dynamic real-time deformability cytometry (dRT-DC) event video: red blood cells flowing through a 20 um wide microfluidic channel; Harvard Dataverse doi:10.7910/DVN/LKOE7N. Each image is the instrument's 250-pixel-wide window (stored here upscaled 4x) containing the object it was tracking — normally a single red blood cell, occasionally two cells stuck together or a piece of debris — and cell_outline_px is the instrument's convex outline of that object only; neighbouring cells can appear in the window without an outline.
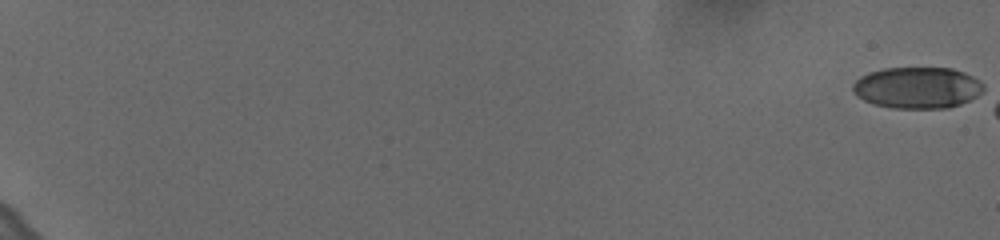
{"species": "human", "species_latin": "Homo sapiens", "temperature_condition": "cold", "stored_images_in_passage": 14, "camera_frame_rate_fps": 3000, "um_per_image_px": 0.085, "donor": {"sex": "female"}, "frame": {"image": 1, "passage_image": 1, "time_ms": 0.0, "image_size_px": [1000, 240], "cell_outline_px": [[984, 88], [976, 96], [960, 104], [948, 108], [892, 108], [876, 104], [864, 100], [856, 96], [852, 88], [852, 84], [860, 76], [868, 72], [884, 68], [952, 68], [964, 72], [980, 80], [984, 84]], "centroid_in_image_um": [77.96, 7.44], "position_along_channel_um": 7.0, "area_um2": 31.56}}